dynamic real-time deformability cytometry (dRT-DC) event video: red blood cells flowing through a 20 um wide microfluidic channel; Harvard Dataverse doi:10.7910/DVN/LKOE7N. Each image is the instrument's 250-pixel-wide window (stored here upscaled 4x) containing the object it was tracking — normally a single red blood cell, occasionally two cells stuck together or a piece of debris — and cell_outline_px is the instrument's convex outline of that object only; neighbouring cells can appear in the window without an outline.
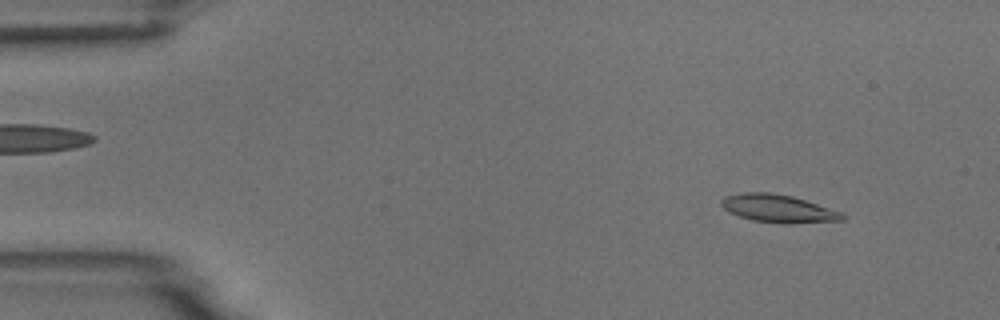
{"species": "common noctule bat (a hibernating species)", "species_latin": "Nyctalus noctula", "temperature_condition": "room temperature", "stored_images_in_passage": 3, "camera_frame_rate_fps": 3000, "um_per_image_px": 0.085, "animal": {"sex": "male", "body_mass_g": 18.8}, "frame": {"image": 1, "passage_image": 1, "time_ms": 0.0, "image_size_px": [1000, 320], "cell_outline_px": [[848, 216], [844, 220], [788, 224], [752, 220], [728, 212], [720, 204], [720, 200], [724, 196], [744, 192], [772, 192], [792, 196], [840, 212]], "centroid_in_image_um": [66.12, 17.72], "position_along_channel_um": 18.9, "area_um2": 19.59}}
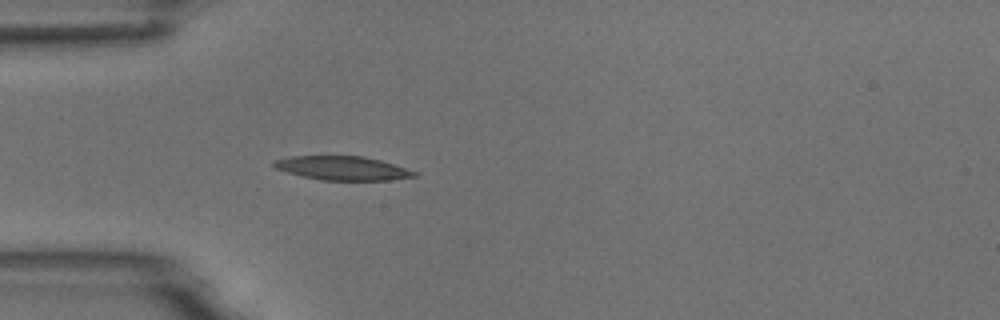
{"frame": {"image": 2, "passage_image": 3, "time_ms": 3.333, "image_size_px": [1000, 320], "cell_outline_px": [[416, 176], [392, 180], [320, 180], [288, 172], [276, 168], [272, 164], [272, 160], [292, 156], [364, 156], [380, 160], [416, 172]], "centroid_in_image_um": [29.08, 14.29], "position_along_channel_um": 55.9, "area_um2": 19.31}}